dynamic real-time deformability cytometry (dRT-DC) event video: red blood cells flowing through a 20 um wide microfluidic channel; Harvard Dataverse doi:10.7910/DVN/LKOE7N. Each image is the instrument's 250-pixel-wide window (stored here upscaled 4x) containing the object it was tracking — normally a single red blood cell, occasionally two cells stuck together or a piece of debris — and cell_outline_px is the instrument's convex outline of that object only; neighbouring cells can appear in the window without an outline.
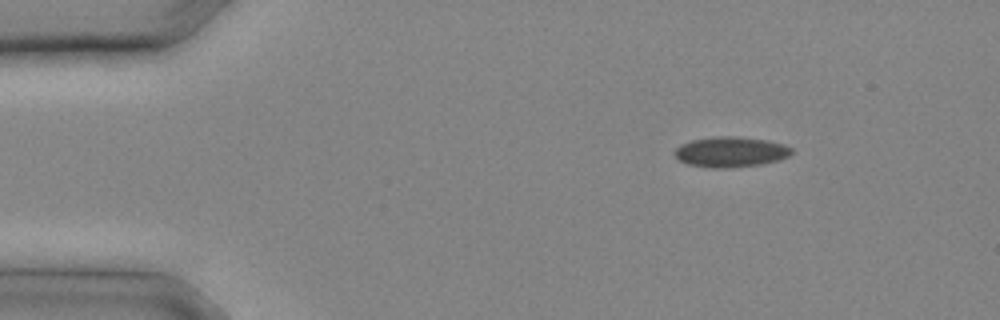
{"species": "common noctule bat (a hibernating species)", "species_latin": "Nyctalus noctula", "temperature_condition": "cold", "stored_images_in_passage": 6, "camera_frame_rate_fps": 3000, "um_per_image_px": 0.085, "animal": {"sex": "male", "body_mass_g": 20.4}, "frame": {"image": 1, "passage_image": 2, "time_ms": 0.333, "image_size_px": [1000, 320], "cell_outline_px": [[792, 152], [788, 156], [780, 160], [760, 164], [728, 168], [712, 168], [688, 164], [680, 160], [672, 152], [680, 144], [692, 140], [716, 136], [736, 136], [768, 140], [784, 144], [792, 148]], "centroid_in_image_um": [62.11, 12.91], "position_along_channel_um": 22.9, "area_um2": 20.75}}
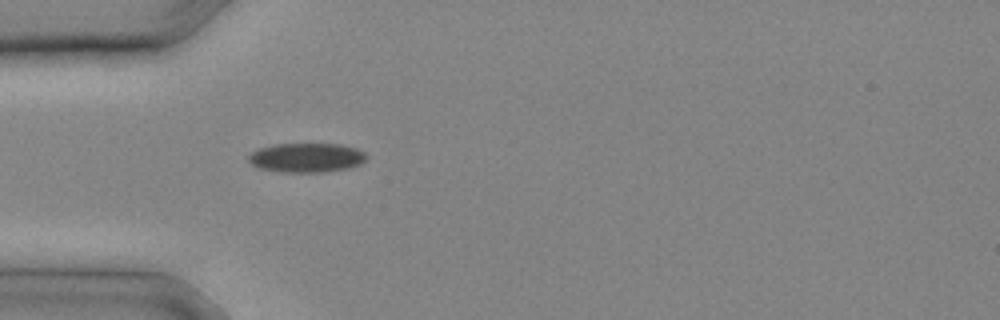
{"frame": {"image": 2, "passage_image": 6, "time_ms": 1.667, "image_size_px": [1000, 320], "cell_outline_px": [[368, 156], [360, 164], [348, 168], [324, 172], [280, 172], [260, 168], [252, 164], [248, 160], [248, 156], [252, 152], [260, 148], [276, 144], [340, 144], [356, 148], [364, 152]], "centroid_in_image_um": [26.06, 13.4], "position_along_channel_um": 58.9, "area_um2": 20.06}}